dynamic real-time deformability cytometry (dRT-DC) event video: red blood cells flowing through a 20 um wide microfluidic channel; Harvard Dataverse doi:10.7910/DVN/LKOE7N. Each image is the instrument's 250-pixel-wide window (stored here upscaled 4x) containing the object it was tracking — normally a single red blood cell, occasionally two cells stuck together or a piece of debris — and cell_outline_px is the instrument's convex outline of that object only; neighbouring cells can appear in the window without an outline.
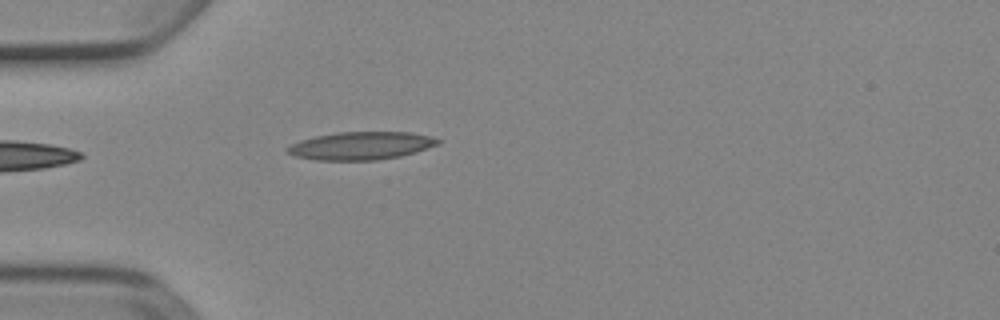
{"species": "Egyptian fruit bat (a non-hibernating species)", "species_latin": "Rousettus aegyptiacus", "temperature_condition": "cold", "stored_images_in_passage": 5, "camera_frame_rate_fps": 3000, "um_per_image_px": 0.085, "animal": {"sex": "female"}, "frame": {"image": 1, "passage_image": 1, "time_ms": 0.0, "image_size_px": [1000, 320], "cell_outline_px": [[440, 144], [416, 152], [400, 156], [376, 160], [316, 160], [292, 156], [284, 152], [284, 148], [300, 140], [316, 136], [340, 132], [412, 132], [428, 136], [440, 140]], "centroid_in_image_um": [30.64, 12.39], "position_along_channel_um": 54.4, "area_um2": 24.57}}
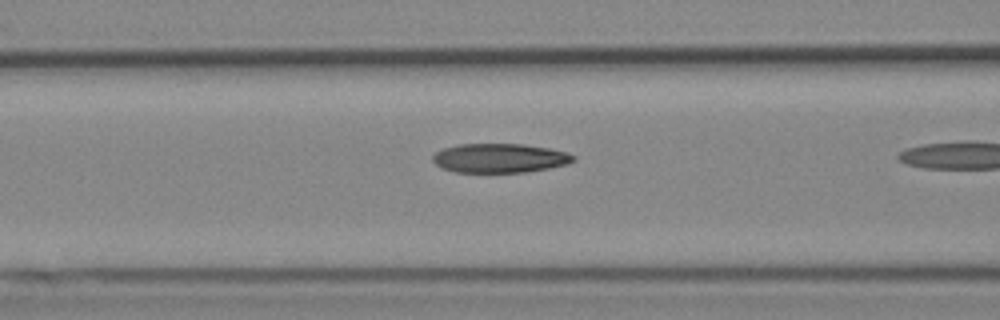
{"frame": {"image": 2, "passage_image": 4, "time_ms": 1.0, "image_size_px": [1000, 320], "cell_outline_px": [[576, 160], [568, 164], [548, 168], [524, 172], [456, 172], [440, 168], [432, 160], [432, 156], [436, 152], [444, 148], [460, 144], [524, 144], [548, 148], [564, 152], [576, 156]], "centroid_in_image_um": [42.46, 13.44], "position_along_channel_um": 124.1, "area_um2": 23.87}}